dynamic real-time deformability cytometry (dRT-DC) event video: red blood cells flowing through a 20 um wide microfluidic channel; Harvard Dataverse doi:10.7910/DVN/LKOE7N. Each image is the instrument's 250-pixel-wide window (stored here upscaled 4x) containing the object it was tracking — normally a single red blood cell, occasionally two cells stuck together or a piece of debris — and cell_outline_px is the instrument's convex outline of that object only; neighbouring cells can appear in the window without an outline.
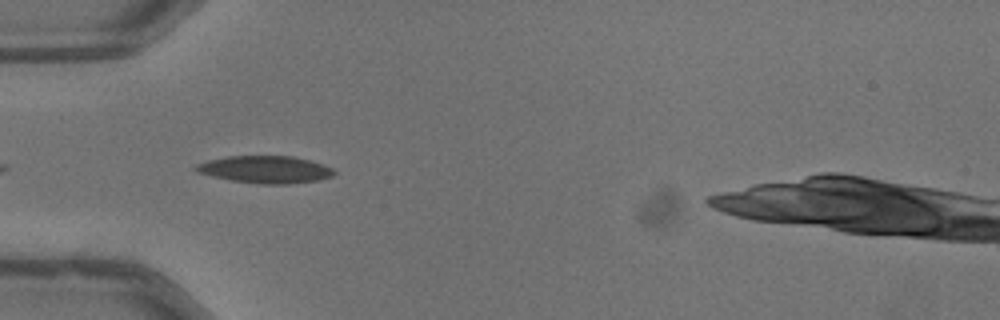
{"species": "common noctule bat (a hibernating species)", "species_latin": "Nyctalus noctula", "temperature_condition": "warm", "stored_images_in_passage": 9, "camera_frame_rate_fps": 3000, "um_per_image_px": 0.085, "animal": {"sex": "male", "body_mass_g": 13.3}, "frame": {"image": 1, "passage_image": 2, "time_ms": 0.333, "image_size_px": [1000, 320], "cell_outline_px": [[336, 172], [332, 176], [320, 180], [288, 184], [260, 184], [232, 180], [212, 176], [196, 172], [192, 168], [196, 164], [208, 160], [228, 156], [292, 156], [324, 164], [332, 168]], "centroid_in_image_um": [22.54, 14.41], "position_along_channel_um": 62.5, "area_um2": 22.02}}
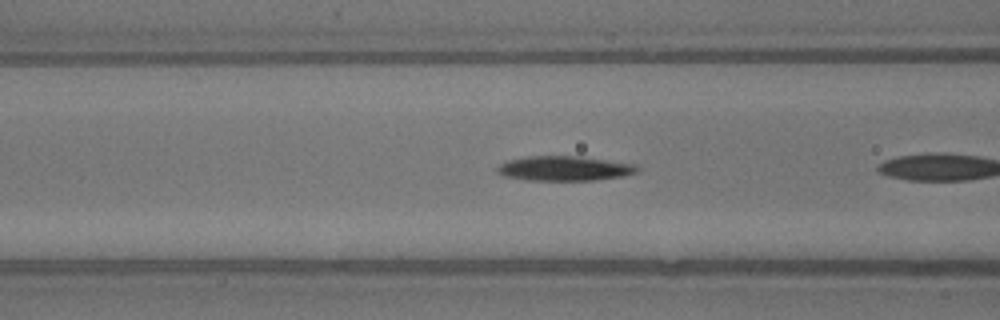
{"frame": {"image": 2, "passage_image": 4, "time_ms": 1.0, "image_size_px": [1000, 320], "cell_outline_px": [[640, 172], [624, 176], [592, 180], [524, 180], [504, 176], [496, 172], [496, 168], [500, 164], [508, 160], [528, 156], [580, 156], [632, 164], [640, 168]], "centroid_in_image_um": [47.95, 14.32], "position_along_channel_um": 118.6, "area_um2": 20.17}}
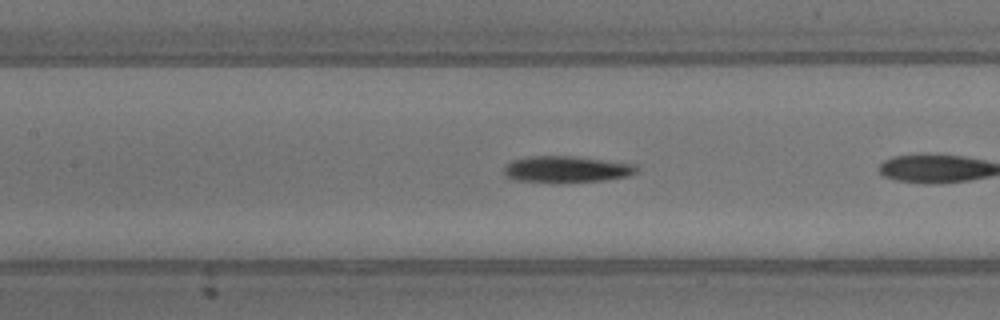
{"frame": {"image": 3, "passage_image": 7, "time_ms": 2.0, "image_size_px": [1000, 320], "cell_outline_px": [[640, 168], [636, 172], [628, 176], [604, 180], [556, 184], [552, 184], [512, 180], [504, 176], [504, 168], [512, 160], [528, 156], [572, 156], [636, 164]], "centroid_in_image_um": [48.11, 14.42], "position_along_channel_um": 159.3, "area_um2": 21.04}}